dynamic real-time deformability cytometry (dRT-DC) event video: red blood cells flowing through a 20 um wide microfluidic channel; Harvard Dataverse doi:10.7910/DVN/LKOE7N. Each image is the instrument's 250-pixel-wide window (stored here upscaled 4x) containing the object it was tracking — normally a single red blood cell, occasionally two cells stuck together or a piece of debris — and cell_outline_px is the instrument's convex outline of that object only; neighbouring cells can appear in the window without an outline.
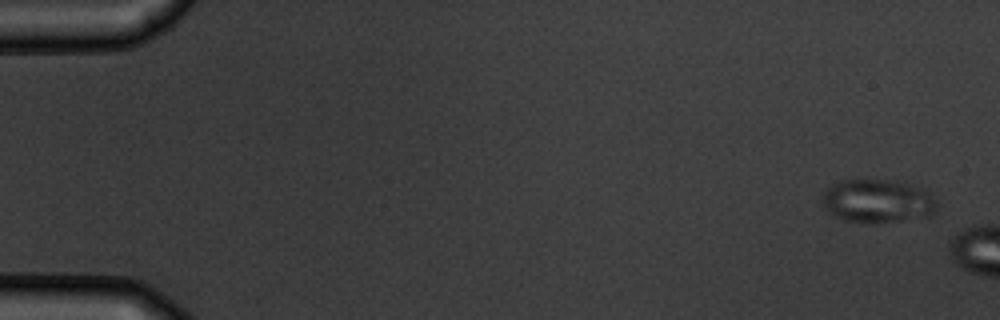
{"species": "common noctule bat (a hibernating species)", "species_latin": "Nyctalus noctula", "temperature_condition": "warm", "stored_images_in_passage": 3, "camera_frame_rate_fps": 3000, "um_per_image_px": 0.085, "animal": {"sex": "male", "body_mass_g": 19.5, "forearm_length_mm": 54.6}, "frame": {"image": 1, "passage_image": 1, "time_ms": 0.0, "image_size_px": [1000, 320], "cell_outline_px": [[936, 208], [932, 216], [900, 220], [844, 220], [828, 212], [824, 204], [824, 192], [832, 184], [840, 180], [896, 180], [920, 184], [936, 200]], "centroid_in_image_um": [74.68, 17.03], "position_along_channel_um": 10.3, "area_um2": 28.55}}